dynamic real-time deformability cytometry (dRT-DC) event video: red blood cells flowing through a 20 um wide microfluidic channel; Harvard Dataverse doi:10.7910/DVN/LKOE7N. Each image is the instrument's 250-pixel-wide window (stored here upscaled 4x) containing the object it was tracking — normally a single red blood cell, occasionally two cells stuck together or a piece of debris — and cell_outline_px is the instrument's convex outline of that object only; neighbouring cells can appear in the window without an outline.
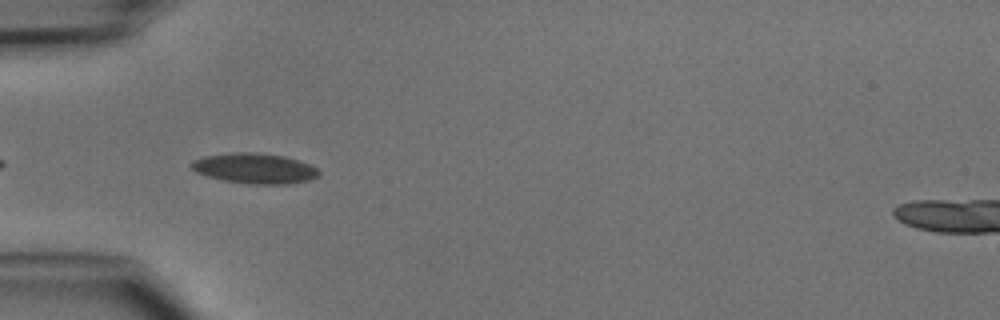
{"species": "common noctule bat (a hibernating species)", "species_latin": "Nyctalus noctula", "temperature_condition": "cold", "stored_images_in_passage": 6, "camera_frame_rate_fps": 3000, "um_per_image_px": 0.085, "animal": {"sex": "male", "body_mass_g": 15.6}, "frame": {"image": 1, "passage_image": 3, "time_ms": 2.333, "image_size_px": [1000, 320], "cell_outline_px": [[320, 176], [308, 180], [288, 184], [248, 184], [224, 180], [208, 176], [196, 172], [188, 164], [192, 160], [204, 156], [232, 152], [256, 152], [284, 156], [308, 164], [316, 168], [320, 172]], "centroid_in_image_um": [21.62, 14.31], "position_along_channel_um": 63.4, "area_um2": 22.54}}
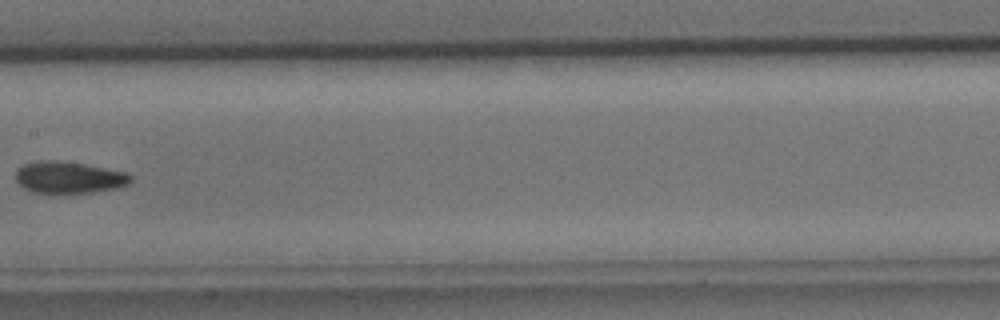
{"frame": {"image": 2, "passage_image": 6, "time_ms": 5.667, "image_size_px": [1000, 320], "cell_outline_px": [[132, 180], [128, 184], [116, 188], [92, 192], [56, 196], [48, 196], [32, 192], [16, 184], [16, 168], [24, 164], [40, 160], [56, 160], [84, 164], [124, 172], [132, 176]], "centroid_in_image_um": [5.76, 15.13], "position_along_channel_um": 201.6, "area_um2": 22.08}}